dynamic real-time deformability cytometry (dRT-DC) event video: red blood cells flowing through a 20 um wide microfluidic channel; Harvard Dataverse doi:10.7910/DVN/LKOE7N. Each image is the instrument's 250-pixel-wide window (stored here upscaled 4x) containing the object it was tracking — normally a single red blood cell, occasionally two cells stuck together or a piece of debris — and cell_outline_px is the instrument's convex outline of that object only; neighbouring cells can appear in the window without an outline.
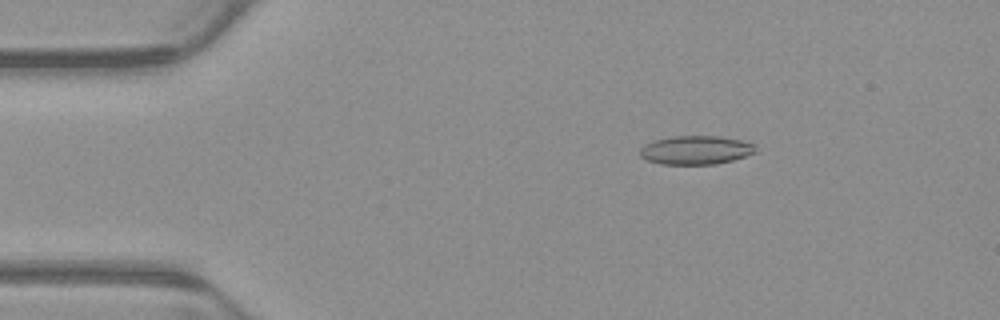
{"species": "common noctule bat (a hibernating species)", "species_latin": "Nyctalus noctula", "temperature_condition": "warm", "stored_images_in_passage": 4, "camera_frame_rate_fps": 3000, "um_per_image_px": 0.085, "animal": {"sex": "male", "body_mass_g": 23.1, "forearm_length_mm": 52.7}, "frame": {"image": 1, "passage_image": 2, "time_ms": 0.333, "image_size_px": [1000, 320], "cell_outline_px": [[760, 152], [732, 160], [716, 164], [660, 164], [648, 160], [640, 156], [640, 148], [644, 144], [656, 140], [672, 136], [720, 136], [740, 140], [756, 144]], "centroid_in_image_um": [59.2, 12.75], "position_along_channel_um": 25.8, "area_um2": 19.54}}
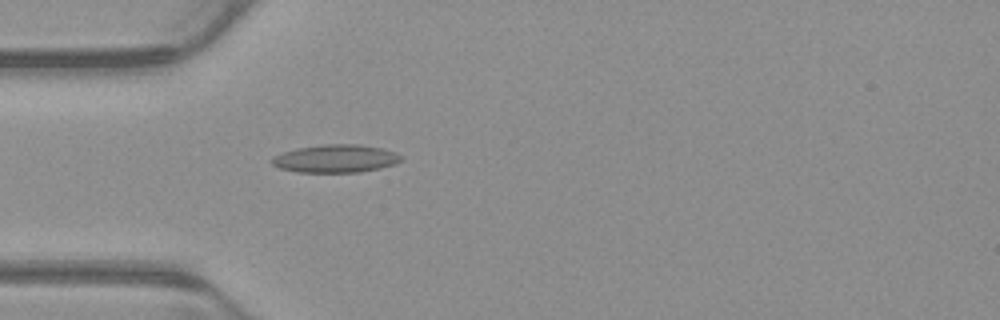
{"frame": {"image": 2, "passage_image": 4, "time_ms": 1.0, "image_size_px": [1000, 320], "cell_outline_px": [[404, 160], [396, 164], [380, 168], [360, 172], [296, 172], [280, 168], [272, 164], [268, 160], [272, 156], [296, 148], [324, 144], [356, 144], [384, 148], [396, 152], [404, 156]], "centroid_in_image_um": [28.56, 13.48], "position_along_channel_um": 56.4, "area_um2": 21.39}}